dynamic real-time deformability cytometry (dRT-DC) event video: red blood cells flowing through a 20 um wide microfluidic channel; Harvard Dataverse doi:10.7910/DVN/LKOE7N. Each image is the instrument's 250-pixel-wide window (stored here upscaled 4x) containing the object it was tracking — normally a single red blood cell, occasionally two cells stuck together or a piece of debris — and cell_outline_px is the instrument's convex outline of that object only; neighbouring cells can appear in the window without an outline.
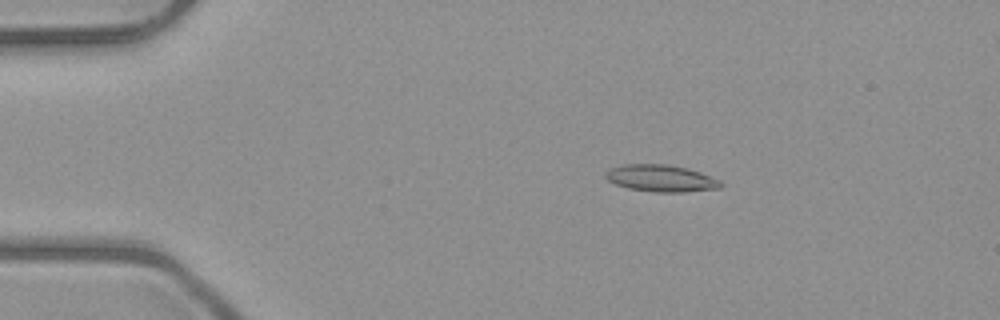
{"species": "common noctule bat (a hibernating species)", "species_latin": "Nyctalus noctula", "temperature_condition": "room temperature", "stored_images_in_passage": 7, "camera_frame_rate_fps": 3000, "um_per_image_px": 0.085, "animal": {"sex": "male", "body_mass_g": 23.1, "forearm_length_mm": 52.7}, "frame": {"image": 1, "passage_image": 3, "time_ms": 2.333, "image_size_px": [1000, 320], "cell_outline_px": [[724, 184], [720, 188], [684, 192], [656, 192], [628, 188], [616, 184], [608, 180], [604, 176], [604, 172], [612, 168], [624, 164], [664, 164], [688, 168], [700, 172], [720, 180]], "centroid_in_image_um": [56.2, 15.15], "position_along_channel_um": 28.8, "area_um2": 18.03}}
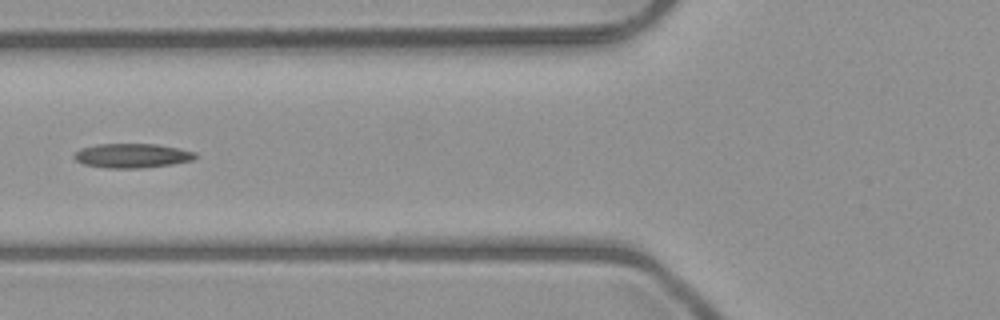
{"frame": {"image": 2, "passage_image": 6, "time_ms": 6.0, "image_size_px": [1000, 320], "cell_outline_px": [[196, 156], [192, 160], [172, 164], [140, 168], [108, 168], [84, 164], [76, 160], [72, 156], [80, 148], [96, 144], [156, 144], [180, 148], [196, 152]], "centroid_in_image_um": [11.22, 13.22], "position_along_channel_um": 114.6, "area_um2": 17.17}}
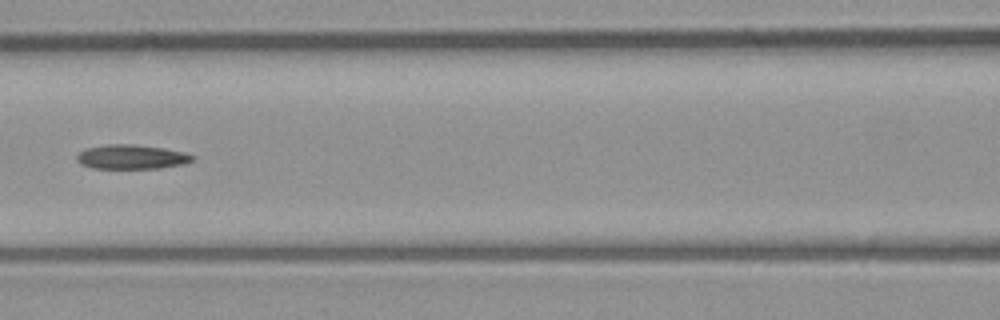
{"frame": {"image": 3, "passage_image": 7, "time_ms": 7.0, "image_size_px": [1000, 320], "cell_outline_px": [[196, 156], [192, 160], [184, 164], [160, 168], [92, 168], [80, 164], [76, 160], [76, 156], [84, 148], [108, 144], [132, 144], [164, 148], [184, 152]], "centroid_in_image_um": [11.16, 13.33], "position_along_channel_um": 155.4, "area_um2": 16.47}}